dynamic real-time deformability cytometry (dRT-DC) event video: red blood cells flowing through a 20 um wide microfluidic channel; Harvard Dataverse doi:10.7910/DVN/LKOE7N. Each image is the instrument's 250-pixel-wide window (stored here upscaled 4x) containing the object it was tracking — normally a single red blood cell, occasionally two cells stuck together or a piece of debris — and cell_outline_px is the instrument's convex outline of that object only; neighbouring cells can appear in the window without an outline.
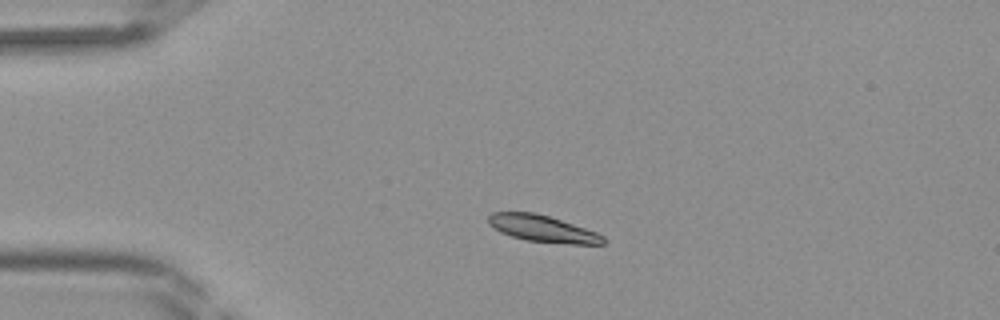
{"species": "Egyptian fruit bat (a non-hibernating species)", "species_latin": "Rousettus aegyptiacus", "temperature_condition": "room temperature", "stored_images_in_passage": 33, "camera_frame_rate_fps": 3000, "um_per_image_px": 0.085, "frame": {"image": 1, "passage_image": 1, "time_ms": 0.0, "image_size_px": [1000, 320], "cell_outline_px": [[604, 244], [572, 244], [528, 240], [512, 236], [500, 232], [488, 224], [488, 216], [492, 212], [536, 212], [596, 232], [604, 236]], "centroid_in_image_um": [46.09, 19.42], "position_along_channel_um": 38.9, "area_um2": 17.57}}
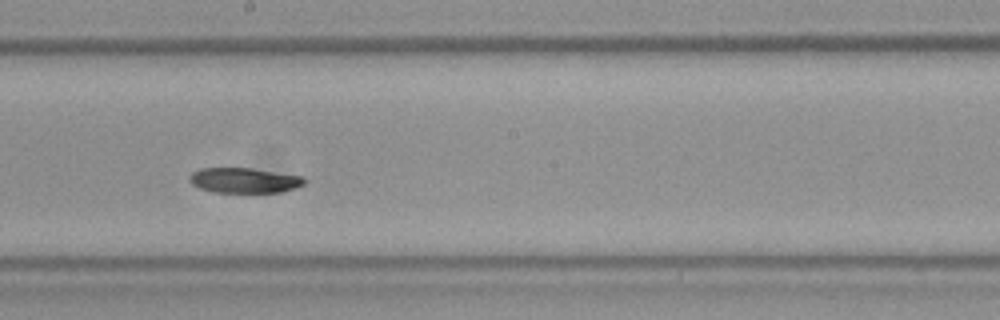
{"frame": {"image": 2, "passage_image": 15, "time_ms": 4.667, "image_size_px": [1000, 320], "cell_outline_px": [[308, 180], [304, 184], [296, 188], [280, 192], [216, 192], [200, 188], [192, 184], [188, 180], [188, 176], [192, 172], [200, 168], [252, 168], [304, 176]], "centroid_in_image_um": [20.79, 15.32], "position_along_channel_um": 227.4, "area_um2": 16.99}}
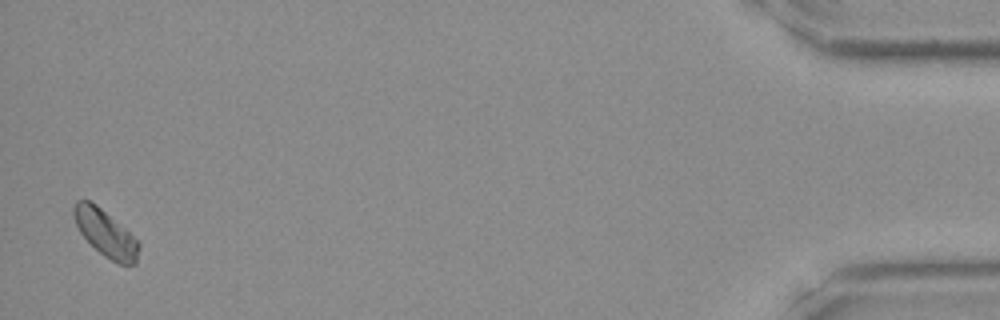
{"frame": {"image": 3, "passage_image": 33, "time_ms": 10.667, "image_size_px": [1000, 320], "cell_outline_px": [[140, 248], [136, 264], [120, 264], [104, 256], [80, 232], [76, 224], [72, 212], [72, 208], [76, 200], [88, 200], [96, 204], [124, 228], [140, 244]], "centroid_in_image_um": [8.96, 19.81], "position_along_channel_um": 426.2, "area_um2": 17.28}}